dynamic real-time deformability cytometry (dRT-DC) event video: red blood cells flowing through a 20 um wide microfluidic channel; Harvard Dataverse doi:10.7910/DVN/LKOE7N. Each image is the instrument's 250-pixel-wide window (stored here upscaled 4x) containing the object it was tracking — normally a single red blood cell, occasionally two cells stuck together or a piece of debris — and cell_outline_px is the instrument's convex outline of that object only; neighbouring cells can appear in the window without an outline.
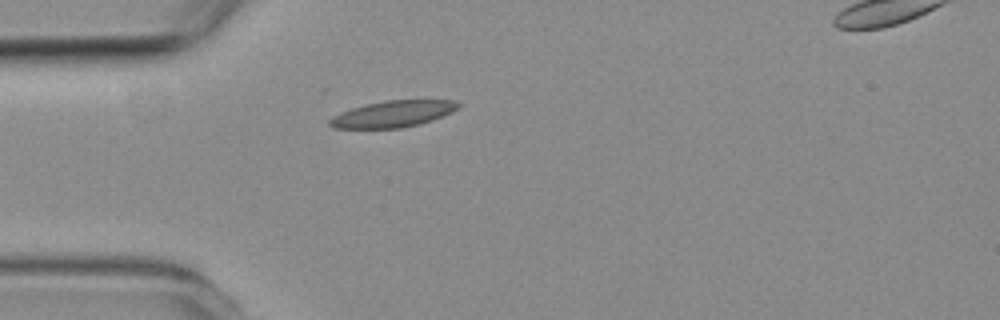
{"species": "common noctule bat (a hibernating species)", "species_latin": "Nyctalus noctula", "temperature_condition": "room temperature", "stored_images_in_passage": 2, "segment_of_instrument_passage": [1, 2], "camera_frame_rate_fps": 3000, "um_per_image_px": 0.085, "animal": {"sex": "female", "body_mass_g": 19.3, "forearm_length_mm": 54.1}, "frame": {"image": 1, "passage_image": 1, "time_ms": 0.0, "image_size_px": [1000, 320], "cell_outline_px": [[460, 104], [452, 112], [432, 120], [420, 124], [400, 128], [332, 128], [328, 124], [328, 120], [332, 116], [340, 112], [352, 108], [384, 100], [456, 100]], "centroid_in_image_um": [33.37, 9.69], "position_along_channel_um": 51.6, "area_um2": 19.77}}